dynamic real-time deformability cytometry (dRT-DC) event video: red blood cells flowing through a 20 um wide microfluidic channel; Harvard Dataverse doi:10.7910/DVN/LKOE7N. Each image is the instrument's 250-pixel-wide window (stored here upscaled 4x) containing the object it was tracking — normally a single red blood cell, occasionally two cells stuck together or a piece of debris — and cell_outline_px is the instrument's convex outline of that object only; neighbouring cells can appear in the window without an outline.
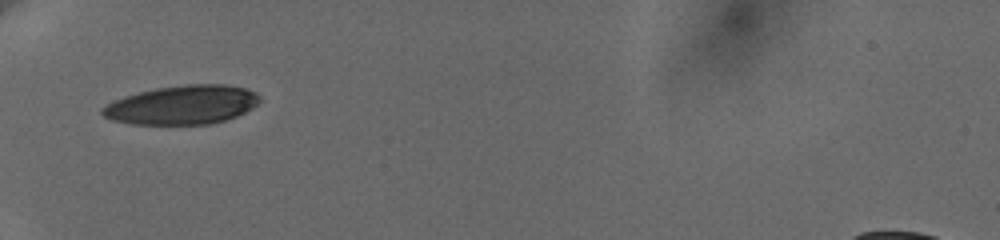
{"species": "human", "species_latin": "Homo sapiens", "temperature_condition": "cold", "stored_images_in_passage": 37, "camera_frame_rate_fps": 3000, "um_per_image_px": 0.085, "donor": {"sex": "female"}, "frame": {"image": 1, "passage_image": 1, "time_ms": 0.0, "image_size_px": [1000, 240], "cell_outline_px": [[260, 100], [252, 108], [236, 116], [224, 120], [208, 124], [132, 124], [112, 120], [104, 116], [100, 112], [100, 108], [112, 100], [124, 96], [156, 88], [184, 84], [224, 84], [244, 88], [256, 92], [260, 96]], "centroid_in_image_um": [15.46, 8.91], "position_along_channel_um": 69.5, "area_um2": 35.72}}
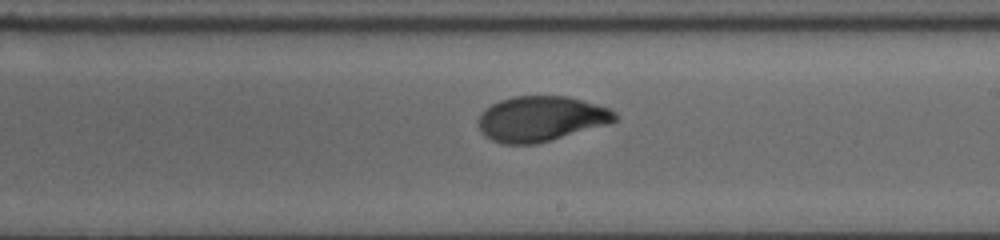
{"frame": {"image": 2, "passage_image": 16, "time_ms": 5.0, "image_size_px": [1000, 240], "cell_outline_px": [[616, 120], [608, 124], [552, 140], [536, 144], [504, 144], [492, 140], [484, 136], [480, 132], [476, 120], [492, 104], [500, 100], [512, 96], [568, 96], [608, 108], [616, 112]], "centroid_in_image_um": [45.95, 10.1], "position_along_channel_um": 243.0, "area_um2": 35.95}}
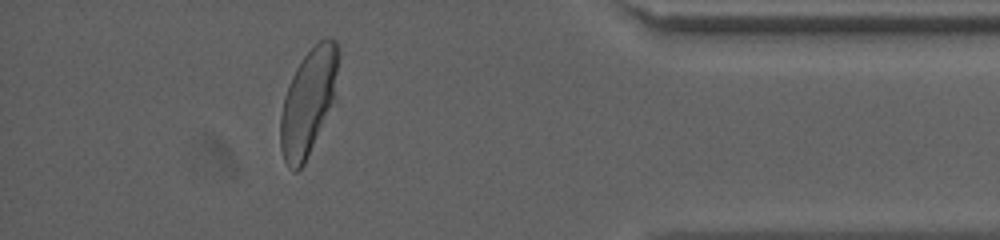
{"frame": {"image": 3, "passage_image": 32, "time_ms": 10.333, "image_size_px": [1000, 240], "cell_outline_px": [[340, 56], [336, 100], [304, 164], [296, 172], [292, 172], [288, 168], [284, 160], [280, 148], [280, 116], [284, 96], [288, 84], [296, 68], [304, 56], [324, 36], [328, 36], [336, 40]], "centroid_in_image_um": [26.24, 8.65], "position_along_channel_um": 409.0, "area_um2": 36.65}, "authors_computed_cell_mechanics": {"area_um2": 36.2984, "velocity_mm_per_s": 3.6174, "shape_relaxation_time_tau1_ms": 5.0342, "shape_relaxation_time_tau2_ms": 0.8347, "deformation_change_tau1": 0.1683, "deformation_change_tau2": 0.0456}}